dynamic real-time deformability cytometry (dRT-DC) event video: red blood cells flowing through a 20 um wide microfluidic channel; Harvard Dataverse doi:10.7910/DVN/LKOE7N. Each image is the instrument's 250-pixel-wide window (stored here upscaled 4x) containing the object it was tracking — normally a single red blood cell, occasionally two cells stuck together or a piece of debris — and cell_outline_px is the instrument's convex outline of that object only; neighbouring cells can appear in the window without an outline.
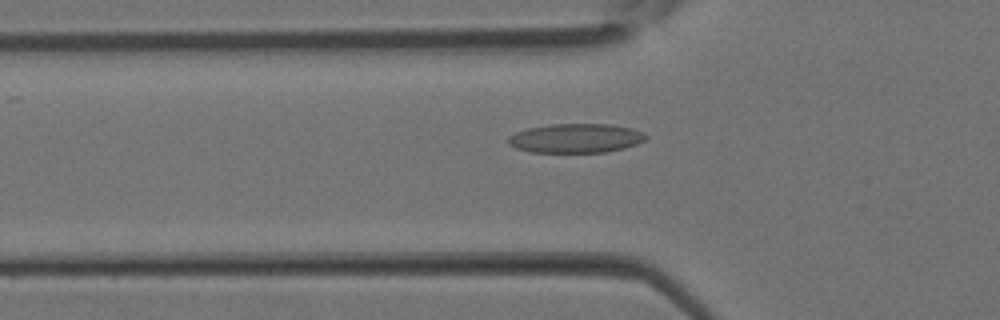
{"species": "Egyptian fruit bat (a non-hibernating species)", "species_latin": "Rousettus aegyptiacus", "temperature_condition": "room temperature", "stored_images_in_passage": 36, "camera_frame_rate_fps": 3000, "um_per_image_px": 0.085, "animal": {"sex": "female"}, "frame": {"image": 1, "passage_image": 12, "time_ms": 3.667, "image_size_px": [1000, 320], "cell_outline_px": [[648, 136], [644, 140], [636, 144], [624, 148], [604, 152], [532, 152], [516, 148], [508, 144], [508, 136], [516, 132], [528, 128], [552, 124], [612, 124], [632, 128]], "centroid_in_image_um": [48.93, 11.74], "position_along_channel_um": 76.9, "area_um2": 23.29}}
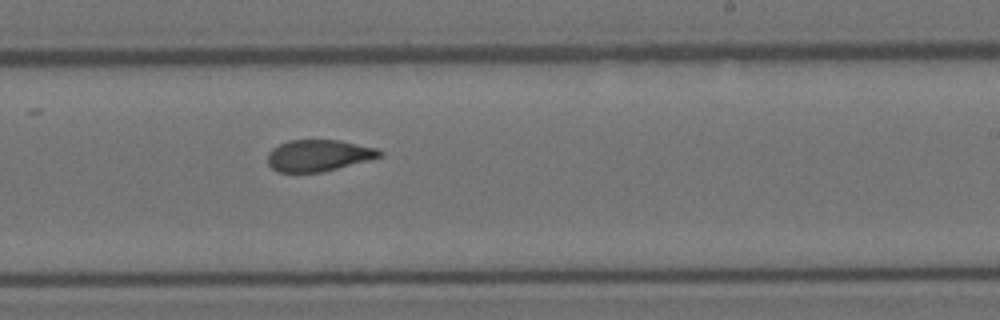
{"frame": {"image": 2, "passage_image": 22, "time_ms": 7.0, "image_size_px": [1000, 320], "cell_outline_px": [[384, 156], [320, 172], [280, 172], [272, 168], [268, 164], [268, 152], [272, 148], [288, 140], [340, 140], [376, 148], [384, 152]], "centroid_in_image_um": [27.08, 13.2], "position_along_channel_um": 261.9, "area_um2": 20.46}}
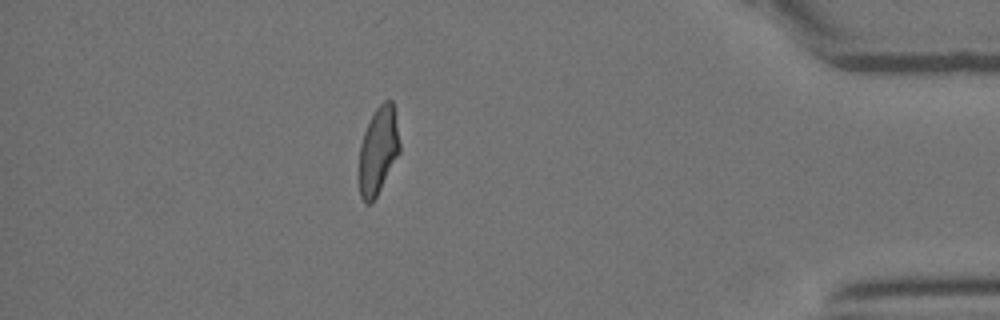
{"frame": {"image": 3, "passage_image": 32, "time_ms": 10.333, "image_size_px": [1000, 320], "cell_outline_px": [[400, 152], [372, 204], [364, 204], [360, 196], [360, 144], [364, 132], [376, 108], [384, 100], [392, 100], [396, 112], [400, 144]], "centroid_in_image_um": [32.17, 12.79], "position_along_channel_um": 403.0, "area_um2": 20.63}}